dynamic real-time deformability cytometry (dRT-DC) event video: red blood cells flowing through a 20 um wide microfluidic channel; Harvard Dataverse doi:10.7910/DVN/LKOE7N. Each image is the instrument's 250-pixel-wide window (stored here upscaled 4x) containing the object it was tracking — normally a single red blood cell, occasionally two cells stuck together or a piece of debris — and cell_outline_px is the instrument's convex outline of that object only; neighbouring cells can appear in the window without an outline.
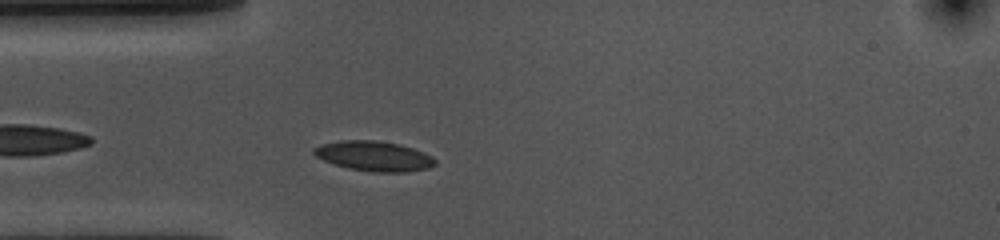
{"species": "common noctule bat (a hibernating species)", "species_latin": "Nyctalus noctula", "temperature_condition": "cold", "stored_images_in_passage": 41, "camera_frame_rate_fps": 3000, "um_per_image_px": 0.085, "animal": {"sex": "female", "body_mass_g": 10.0, "forearm_length_mm": 53.1}, "frame": {"image": 1, "passage_image": 4, "time_ms": 1.0, "image_size_px": [1000, 240], "cell_outline_px": [[436, 164], [428, 168], [404, 172], [372, 172], [348, 168], [332, 164], [316, 156], [312, 152], [312, 148], [324, 144], [340, 140], [376, 140], [400, 144], [412, 148], [432, 156], [436, 160]], "centroid_in_image_um": [31.77, 13.27], "position_along_channel_um": 53.2, "area_um2": 21.15}}
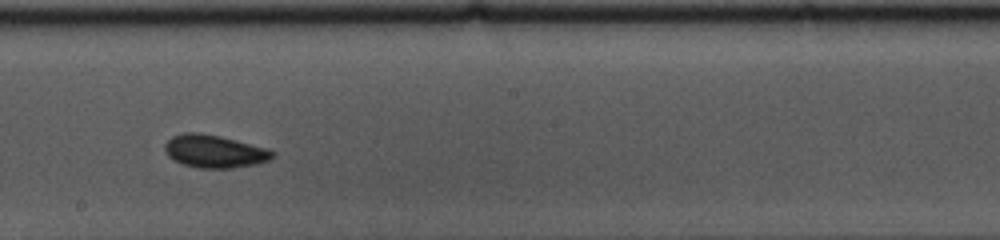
{"frame": {"image": 2, "passage_image": 19, "time_ms": 6.0, "image_size_px": [1000, 240], "cell_outline_px": [[276, 156], [268, 160], [256, 164], [232, 168], [200, 168], [184, 164], [168, 156], [164, 148], [164, 144], [172, 136], [184, 132], [200, 132], [220, 136], [268, 148], [276, 152]], "centroid_in_image_um": [18.25, 12.85], "position_along_channel_um": 229.9, "area_um2": 20.63}}
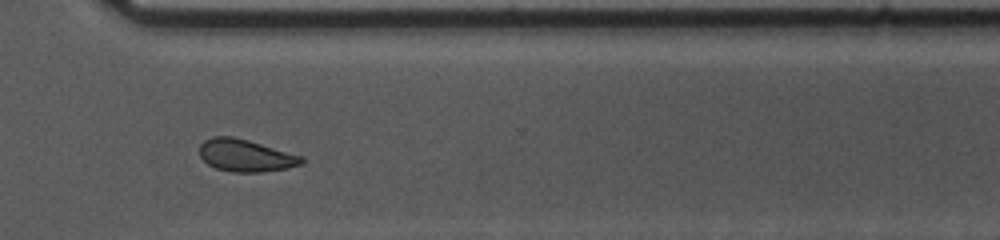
{"frame": {"image": 3, "passage_image": 29, "time_ms": 9.333, "image_size_px": [1000, 240], "cell_outline_px": [[304, 160], [300, 164], [288, 168], [260, 172], [232, 172], [216, 168], [208, 164], [200, 156], [200, 144], [204, 140], [212, 136], [232, 136], [248, 140], [304, 156]], "centroid_in_image_um": [20.87, 13.21], "position_along_channel_um": 349.7, "area_um2": 19.19}, "authors_computed_cell_mechanics": {"area_um2": 20.1144, "velocity_mm_per_s": 3.5922, "shape_relaxation_time_tau1_ms": 2.6589, "shape_relaxation_time_tau2_ms": null, "deformation_change_tau1": 0.0596, "deformation_change_tau2": null}}